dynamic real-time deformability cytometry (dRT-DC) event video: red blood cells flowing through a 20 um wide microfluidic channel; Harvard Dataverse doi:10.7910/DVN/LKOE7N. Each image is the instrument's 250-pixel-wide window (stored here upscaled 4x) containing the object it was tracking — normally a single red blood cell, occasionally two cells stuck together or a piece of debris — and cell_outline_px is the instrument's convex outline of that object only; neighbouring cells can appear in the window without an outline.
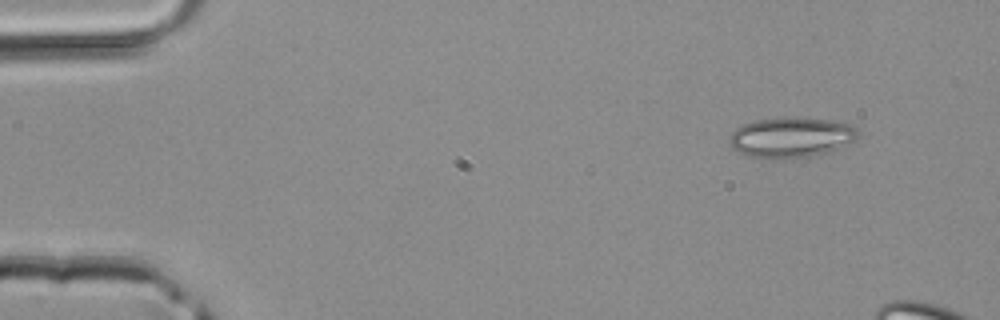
{"species": "common noctule bat (a hibernating species)", "species_latin": "Nyctalus noctula", "temperature_condition": "room temperature", "stored_images_in_passage": 2, "camera_frame_rate_fps": 3000, "um_per_image_px": 0.085, "animal": {"sex": "male", "body_mass_g": 20.4}, "frame": {"image": 1, "passage_image": 2, "time_ms": 0.333, "image_size_px": [1000, 320], "cell_outline_px": [[860, 136], [856, 140], [840, 148], [808, 156], [768, 160], [748, 156], [732, 148], [728, 140], [728, 136], [736, 128], [744, 124], [756, 120], [784, 116], [792, 116], [832, 120], [848, 124], [856, 128]], "centroid_in_image_um": [67.22, 11.66], "position_along_channel_um": 17.8, "area_um2": 30.63}}